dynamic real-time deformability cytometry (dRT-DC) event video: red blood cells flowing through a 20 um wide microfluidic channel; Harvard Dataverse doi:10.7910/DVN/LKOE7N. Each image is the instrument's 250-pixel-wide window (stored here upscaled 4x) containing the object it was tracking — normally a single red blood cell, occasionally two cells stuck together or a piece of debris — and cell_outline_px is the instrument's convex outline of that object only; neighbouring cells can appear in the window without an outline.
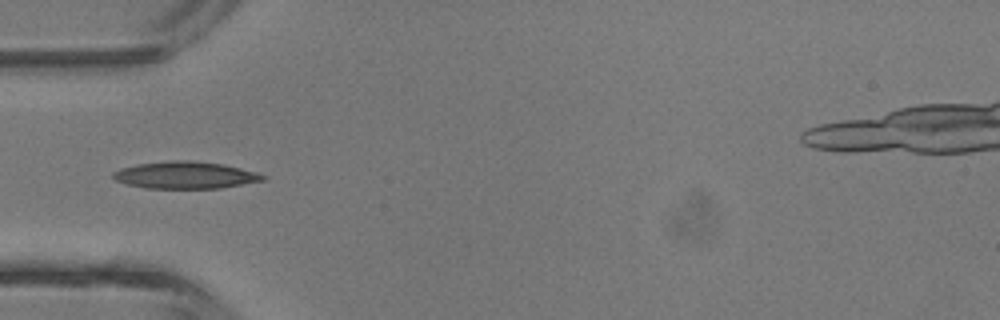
{"species": "common noctule bat (a hibernating species)", "species_latin": "Nyctalus noctula", "temperature_condition": "room temperature", "stored_images_in_passage": 4, "camera_frame_rate_fps": 3000, "um_per_image_px": 0.085, "animal": {"sex": "male", "body_mass_g": 13.3}, "frame": {"image": 1, "passage_image": 3, "time_ms": 3.333, "image_size_px": [1000, 320], "cell_outline_px": [[264, 180], [220, 188], [148, 188], [128, 184], [116, 180], [112, 176], [112, 172], [120, 168], [136, 164], [172, 160], [188, 160], [224, 164], [256, 172], [264, 176]], "centroid_in_image_um": [15.71, 14.87], "position_along_channel_um": 69.3, "area_um2": 23.41}}
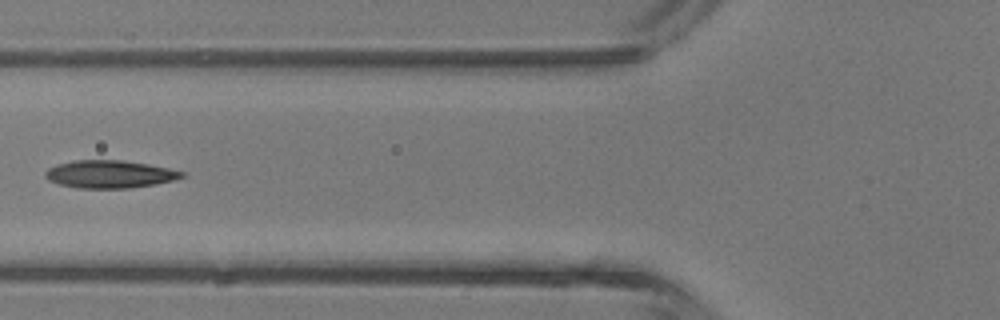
{"frame": {"image": 2, "passage_image": 4, "time_ms": 4.333, "image_size_px": [1000, 320], "cell_outline_px": [[184, 176], [172, 180], [156, 184], [128, 188], [76, 188], [60, 184], [48, 180], [44, 176], [44, 172], [48, 168], [56, 164], [72, 160], [124, 160], [148, 164], [168, 168], [184, 172]], "centroid_in_image_um": [9.27, 14.8], "position_along_channel_um": 116.5, "area_um2": 22.08}}